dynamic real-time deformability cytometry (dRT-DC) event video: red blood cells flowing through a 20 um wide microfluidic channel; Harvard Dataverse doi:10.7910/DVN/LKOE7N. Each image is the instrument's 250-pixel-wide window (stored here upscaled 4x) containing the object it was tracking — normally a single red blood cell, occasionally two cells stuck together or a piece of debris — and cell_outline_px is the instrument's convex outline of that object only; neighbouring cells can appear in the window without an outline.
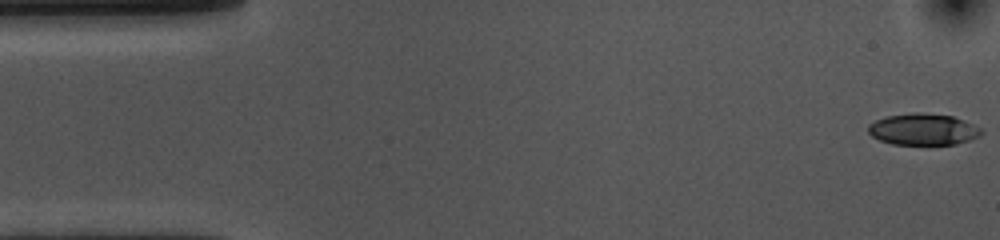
{"species": "common noctule bat (a hibernating species)", "species_latin": "Nyctalus noctula", "temperature_condition": "cold", "stored_images_in_passage": 54, "camera_frame_rate_fps": 3000, "um_per_image_px": 0.085, "animal": {"sex": "female", "body_mass_g": 10.0, "forearm_length_mm": 53.1}, "frame": {"image": 1, "passage_image": 1, "time_ms": 0.0, "image_size_px": [1000, 240], "cell_outline_px": [[984, 132], [980, 136], [956, 144], [892, 144], [880, 140], [872, 136], [868, 132], [868, 124], [884, 116], [916, 112], [952, 116], [964, 120], [980, 128]], "centroid_in_image_um": [78.45, 10.99], "position_along_channel_um": 6.6, "area_um2": 20.69}}
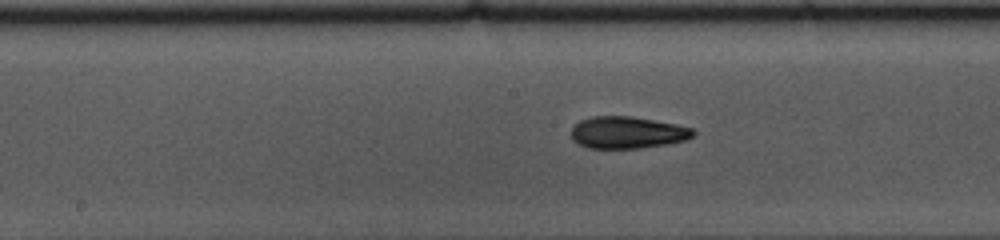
{"frame": {"image": 2, "passage_image": 26, "time_ms": 8.333, "image_size_px": [1000, 240], "cell_outline_px": [[696, 132], [692, 136], [684, 140], [668, 144], [640, 148], [588, 148], [572, 140], [572, 128], [580, 120], [592, 116], [632, 116], [676, 124], [692, 128]], "centroid_in_image_um": [53.32, 11.26], "position_along_channel_um": 194.9, "area_um2": 22.66}}
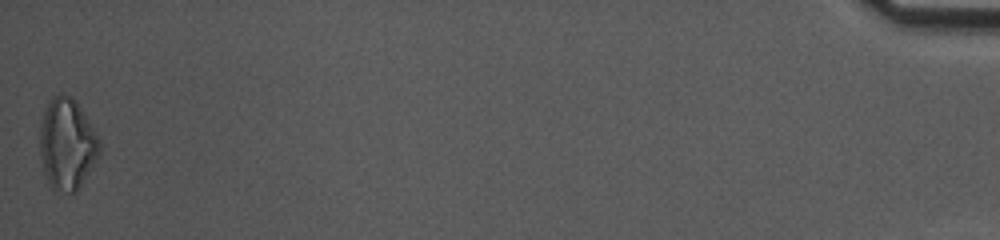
{"frame": {"image": 3, "passage_image": 54, "time_ms": 17.667, "image_size_px": [1000, 240], "cell_outline_px": [[100, 152], [80, 188], [76, 192], [68, 192], [52, 188], [48, 184], [44, 176], [40, 156], [40, 120], [52, 96], [60, 92], [72, 96], [76, 100], [96, 132], [100, 140]], "centroid_in_image_um": [5.69, 12.23], "position_along_channel_um": 429.5, "area_um2": 32.02}, "authors_computed_cell_mechanics": {"area_um2": 22.1374, "velocity_mm_per_s": 3.6244, "shape_relaxation_time_tau1_ms": 3.8716, "shape_relaxation_time_tau2_ms": 5.0799, "deformation_change_tau1": 0.136, "deformation_change_tau2": 0.1345}}